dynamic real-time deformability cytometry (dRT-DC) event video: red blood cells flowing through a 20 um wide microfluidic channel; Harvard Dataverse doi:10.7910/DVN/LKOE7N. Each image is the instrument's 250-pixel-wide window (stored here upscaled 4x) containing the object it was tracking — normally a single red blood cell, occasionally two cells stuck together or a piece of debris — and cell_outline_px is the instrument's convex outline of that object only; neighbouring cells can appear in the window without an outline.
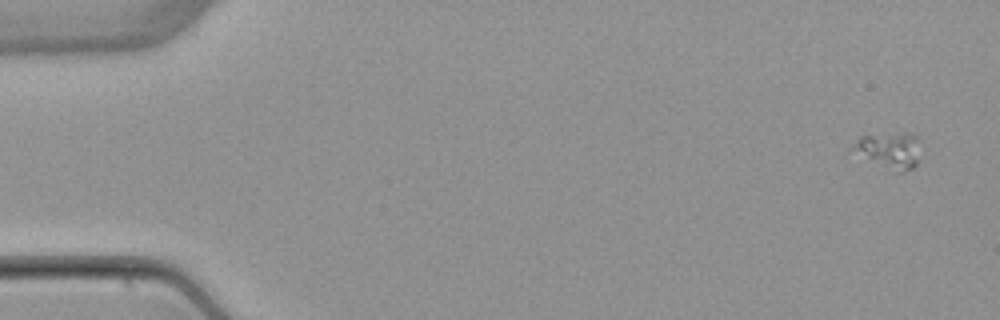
{"species": "common noctule bat (a hibernating species)", "species_latin": "Nyctalus noctula", "temperature_condition": "warm", "stored_images_in_passage": 4, "camera_frame_rate_fps": 3000, "um_per_image_px": 0.085, "animal": {"sex": "female", "body_mass_g": 22.7, "forearm_length_mm": 54.2}, "frame": {"image": 1, "passage_image": 1, "time_ms": 0.0, "image_size_px": [1000, 320], "cell_outline_px": [[916, 164], [912, 168], [904, 172], [896, 172], [848, 148], [860, 136], [904, 132], [912, 132], [916, 136]], "centroid_in_image_um": [75.56, 12.74], "position_along_channel_um": 9.4, "area_um2": 13.64}}
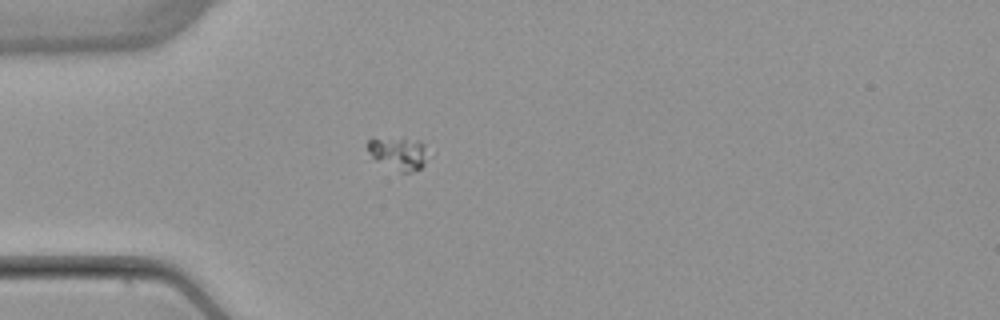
{"frame": {"image": 2, "passage_image": 4, "time_ms": 4.333, "image_size_px": [1000, 320], "cell_outline_px": [[436, 152], [420, 168], [412, 172], [400, 172], [376, 160], [372, 156], [364, 144], [372, 136], [420, 140]], "centroid_in_image_um": [33.97, 12.98], "position_along_channel_um": 51.0, "area_um2": 12.43}}